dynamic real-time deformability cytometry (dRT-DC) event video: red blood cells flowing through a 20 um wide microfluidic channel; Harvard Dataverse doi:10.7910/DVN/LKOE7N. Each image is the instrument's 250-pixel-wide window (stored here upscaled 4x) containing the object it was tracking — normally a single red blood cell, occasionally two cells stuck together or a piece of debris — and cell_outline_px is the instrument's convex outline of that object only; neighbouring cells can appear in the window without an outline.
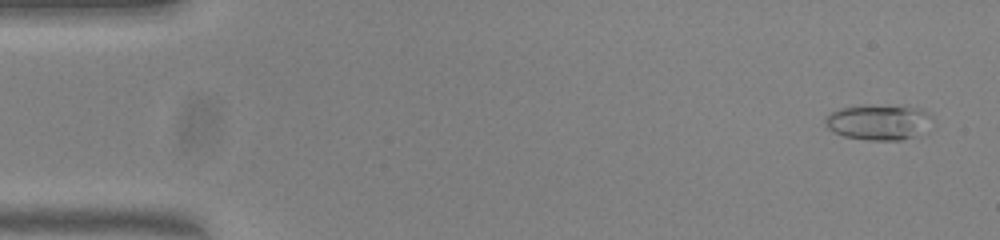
{"species": "common noctule bat (a hibernating species)", "species_latin": "Nyctalus noctula", "temperature_condition": "warm", "stored_images_in_passage": 51, "camera_frame_rate_fps": 3000, "um_per_image_px": 0.085, "animal": {"sex": "female", "body_mass_g": 23.0, "forearm_length_mm": 53.4}, "frame": {"image": 1, "passage_image": 3, "time_ms": 0.667, "image_size_px": [1000, 240], "cell_outline_px": [[932, 116], [912, 136], [900, 140], [868, 140], [844, 136], [832, 132], [828, 128], [824, 120], [824, 116], [840, 108], [904, 104], [920, 108], [928, 112]], "centroid_in_image_um": [74.59, 10.36], "position_along_channel_um": 10.4, "area_um2": 21.56}}
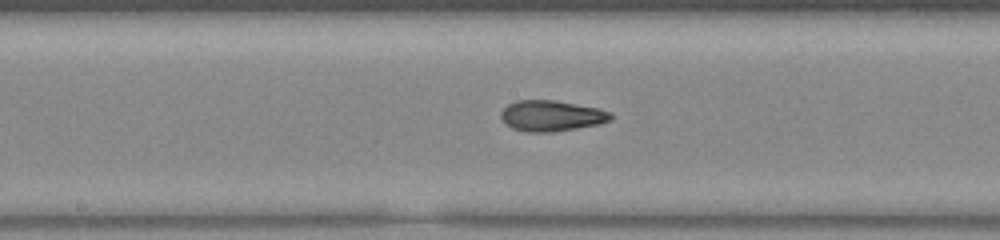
{"frame": {"image": 2, "passage_image": 28, "time_ms": 9.0, "image_size_px": [1000, 240], "cell_outline_px": [[612, 120], [600, 124], [552, 132], [528, 132], [512, 128], [504, 124], [500, 116], [500, 112], [508, 104], [516, 100], [556, 100], [596, 108], [608, 112], [612, 116]], "centroid_in_image_um": [46.82, 9.84], "position_along_channel_um": 201.4, "area_um2": 19.71}}
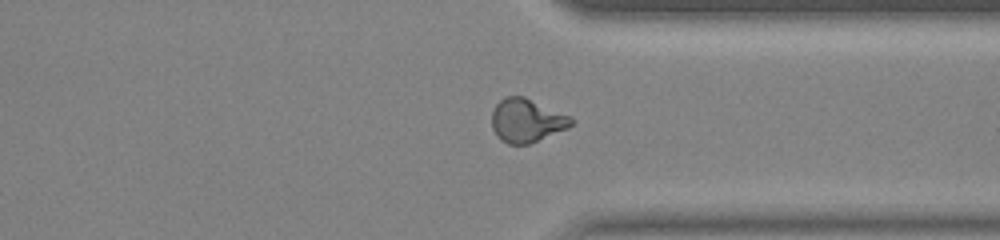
{"frame": {"image": 3, "passage_image": 41, "time_ms": 13.333, "image_size_px": [1000, 240], "cell_outline_px": [[576, 120], [568, 128], [528, 144], [508, 144], [500, 140], [496, 136], [492, 128], [492, 112], [496, 104], [504, 96], [524, 96], [572, 116]], "centroid_in_image_um": [44.77, 10.23], "position_along_channel_um": 366.6, "area_um2": 20.35}, "authors_computed_cell_mechanics": {"area_um2": 19.652, "velocity_mm_per_s": 3.8382, "shape_relaxation_time_tau1_ms": null, "shape_relaxation_time_tau2_ms": 1.9682, "deformation_change_tau1": null, "deformation_change_tau2": 0.0935}}